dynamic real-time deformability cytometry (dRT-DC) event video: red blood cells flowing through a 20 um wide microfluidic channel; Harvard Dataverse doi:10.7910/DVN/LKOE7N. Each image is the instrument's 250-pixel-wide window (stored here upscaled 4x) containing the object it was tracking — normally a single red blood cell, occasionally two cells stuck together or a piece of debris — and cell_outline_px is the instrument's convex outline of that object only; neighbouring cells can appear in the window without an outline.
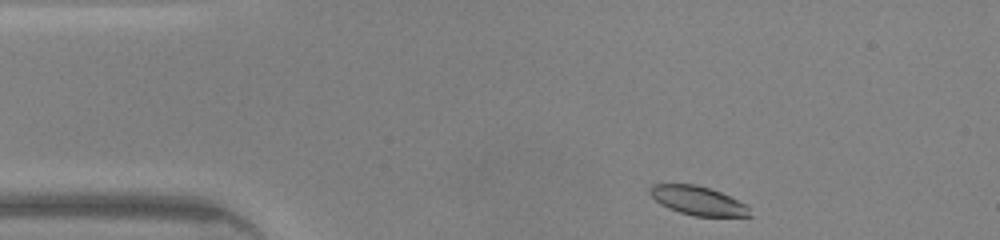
{"species": "common noctule bat (a hibernating species)", "species_latin": "Nyctalus noctula", "temperature_condition": "warm", "stored_images_in_passage": 40, "camera_frame_rate_fps": 3000, "um_per_image_px": 0.085, "animal": {"sex": "male", "body_mass_g": 20.0, "forearm_length_mm": 53.3}, "frame": {"image": 1, "passage_image": 1, "time_ms": 0.0, "image_size_px": [1000, 240], "cell_outline_px": [[752, 216], [696, 216], [680, 212], [668, 208], [660, 204], [648, 192], [648, 188], [652, 184], [696, 184], [720, 192], [748, 204]], "centroid_in_image_um": [59.33, 17.05], "position_along_channel_um": 25.7, "area_um2": 16.82}}
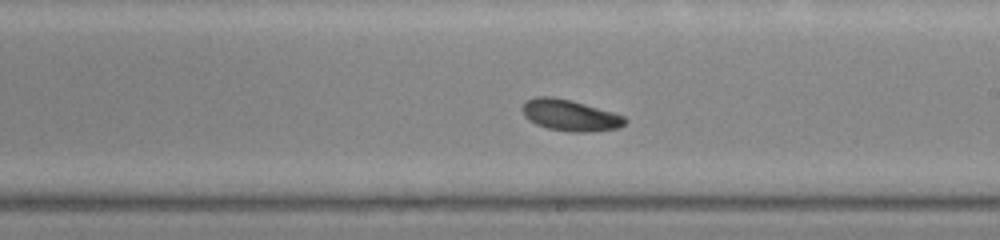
{"frame": {"image": 2, "passage_image": 20, "time_ms": 6.333, "image_size_px": [1000, 240], "cell_outline_px": [[628, 120], [624, 124], [616, 128], [588, 132], [568, 132], [548, 128], [536, 124], [524, 116], [524, 104], [528, 100], [536, 96], [548, 96], [568, 100], [584, 104], [612, 112], [624, 116]], "centroid_in_image_um": [48.46, 9.81], "position_along_channel_um": 240.5, "area_um2": 18.26}}
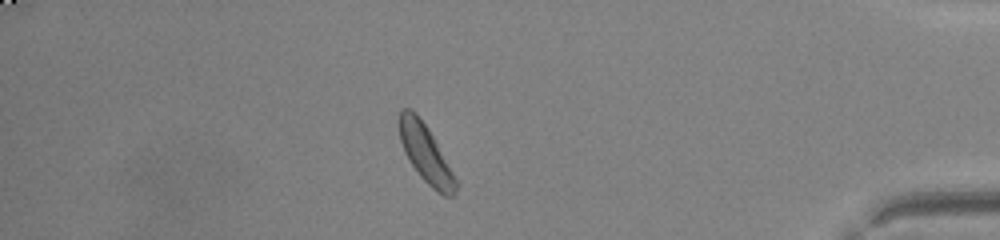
{"frame": {"image": 3, "passage_image": 34, "time_ms": 11.0, "image_size_px": [1000, 240], "cell_outline_px": [[460, 184], [456, 196], [444, 196], [432, 188], [420, 176], [404, 152], [400, 140], [400, 108], [412, 108], [416, 112], [428, 128]], "centroid_in_image_um": [36.23, 13.09], "position_along_channel_um": 399.0, "area_um2": 19.07}, "authors_computed_cell_mechanics": {"area_um2": 18.4093, "velocity_mm_per_s": 4.3192, "shape_relaxation_time_tau1_ms": 1.6118, "shape_relaxation_time_tau2_ms": null, "deformation_change_tau1": 0.1181, "deformation_change_tau2": null}}